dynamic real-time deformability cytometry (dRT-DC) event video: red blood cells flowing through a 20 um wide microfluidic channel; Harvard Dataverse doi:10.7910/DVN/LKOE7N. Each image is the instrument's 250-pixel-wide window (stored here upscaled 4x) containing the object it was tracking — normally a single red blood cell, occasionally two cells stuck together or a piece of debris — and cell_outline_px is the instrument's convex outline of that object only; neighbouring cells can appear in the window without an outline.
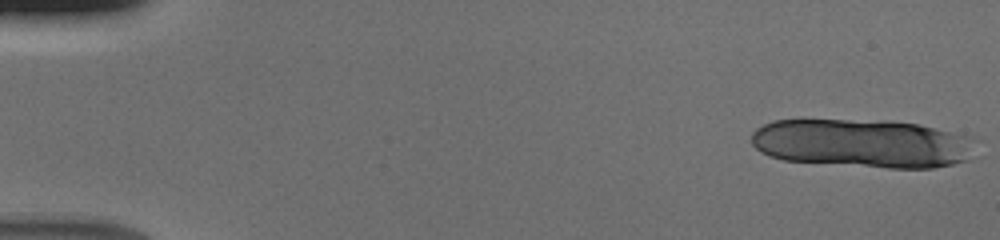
{"species": "human", "species_latin": "Homo sapiens", "temperature_condition": "cold", "stored_images_in_passage": 15, "camera_frame_rate_fps": 3000, "um_per_image_px": 0.085, "donor": {"sex": "male"}, "frame": {"image": 1, "passage_image": 1, "time_ms": 0.0, "image_size_px": [1000, 240], "cell_outline_px": [[972, 140], [968, 160], [952, 164], [932, 168], [888, 168], [784, 160], [768, 156], [760, 152], [752, 144], [752, 132], [756, 128], [772, 120], [888, 120], [916, 124], [968, 136]], "centroid_in_image_um": [73.23, 12.18], "position_along_channel_um": 11.8, "area_um2": 63.23}}